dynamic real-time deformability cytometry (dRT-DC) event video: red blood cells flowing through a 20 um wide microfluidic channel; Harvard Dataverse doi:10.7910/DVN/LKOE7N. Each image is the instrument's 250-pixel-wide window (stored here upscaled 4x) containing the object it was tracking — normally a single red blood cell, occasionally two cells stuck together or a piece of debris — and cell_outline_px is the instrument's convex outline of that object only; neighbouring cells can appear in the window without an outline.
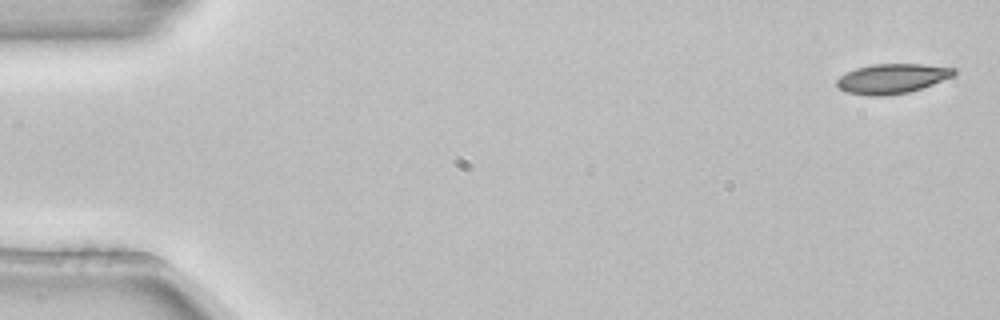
{"species": "common noctule bat (a hibernating species)", "species_latin": "Nyctalus noctula", "temperature_condition": "room temperature", "stored_images_in_passage": 5, "camera_frame_rate_fps": 3000, "um_per_image_px": 0.085, "animal": {"sex": "female", "body_mass_g": 22.7, "forearm_length_mm": 54.2}, "frame": {"image": 1, "passage_image": 1, "time_ms": 0.0, "image_size_px": [1000, 320], "cell_outline_px": [[956, 72], [952, 76], [932, 84], [908, 92], [884, 96], [868, 96], [844, 92], [836, 84], [836, 80], [840, 76], [856, 68], [872, 64], [920, 64], [956, 68]], "centroid_in_image_um": [75.78, 6.68], "position_along_channel_um": 9.2, "area_um2": 20.17}}
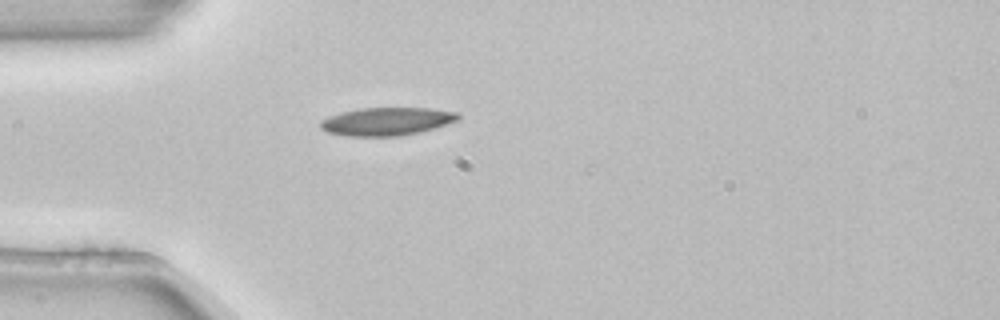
{"frame": {"image": 2, "passage_image": 5, "time_ms": 1.333, "image_size_px": [1000, 320], "cell_outline_px": [[460, 120], [436, 128], [420, 132], [400, 136], [348, 136], [328, 132], [320, 128], [320, 120], [340, 112], [360, 108], [428, 108], [460, 112]], "centroid_in_image_um": [32.92, 10.32], "position_along_channel_um": 52.1, "area_um2": 22.72}}